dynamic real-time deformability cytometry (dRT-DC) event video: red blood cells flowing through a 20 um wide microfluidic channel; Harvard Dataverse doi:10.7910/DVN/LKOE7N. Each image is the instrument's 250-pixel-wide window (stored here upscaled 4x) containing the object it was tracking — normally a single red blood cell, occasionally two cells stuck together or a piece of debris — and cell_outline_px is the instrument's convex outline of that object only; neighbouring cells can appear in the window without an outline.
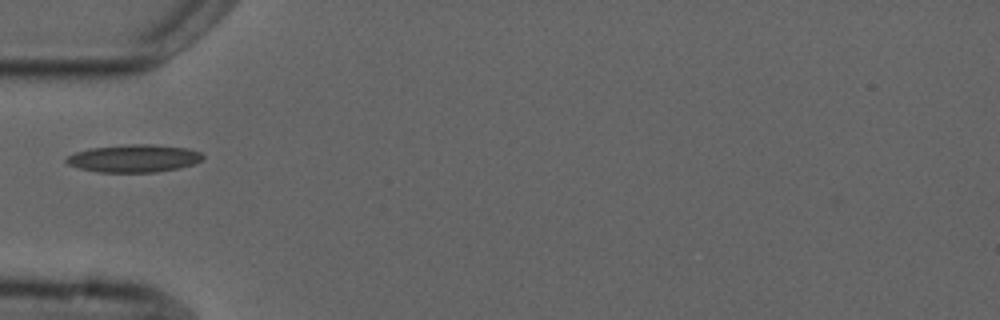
{"species": "common noctule bat (a hibernating species)", "species_latin": "Nyctalus noctula", "temperature_condition": "cold", "stored_images_in_passage": 5, "camera_frame_rate_fps": 3000, "um_per_image_px": 0.085, "animal": {"sex": "male", "forearm_length_mm": 52.5}, "frame": {"image": 1, "passage_image": 5, "time_ms": 4.667, "image_size_px": [1000, 320], "cell_outline_px": [[204, 156], [200, 160], [192, 164], [180, 168], [156, 172], [96, 172], [80, 168], [68, 164], [64, 160], [68, 156], [76, 152], [92, 148], [128, 144], [152, 144], [188, 148], [200, 152]], "centroid_in_image_um": [11.39, 13.46], "position_along_channel_um": 73.6, "area_um2": 21.91}}